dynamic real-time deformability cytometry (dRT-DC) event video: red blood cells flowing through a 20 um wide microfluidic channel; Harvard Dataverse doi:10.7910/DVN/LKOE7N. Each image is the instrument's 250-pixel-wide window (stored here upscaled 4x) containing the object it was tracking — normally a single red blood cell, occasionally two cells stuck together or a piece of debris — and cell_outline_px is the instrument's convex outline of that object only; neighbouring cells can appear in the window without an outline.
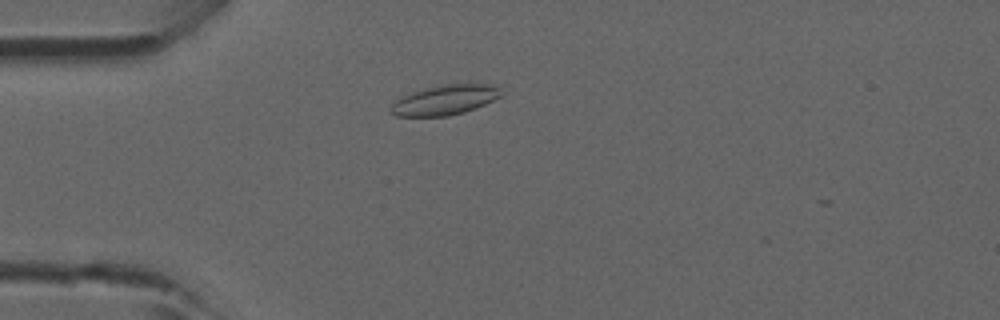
{"species": "common noctule bat (a hibernating species)", "species_latin": "Nyctalus noctula", "temperature_condition": "room temperature", "stored_images_in_passage": 1, "camera_frame_rate_fps": 3000, "um_per_image_px": 0.085, "animal": {"sex": "male", "forearm_length_mm": 52.5}, "frame": {"image": 1, "passage_image": 1, "time_ms": 0.0, "image_size_px": [1000, 320], "cell_outline_px": [[504, 96], [476, 108], [464, 112], [448, 116], [396, 116], [392, 112], [392, 104], [396, 100], [412, 92], [428, 88], [448, 84], [492, 84], [500, 88]], "centroid_in_image_um": [37.9, 8.5], "position_along_channel_um": 47.1, "area_um2": 19.02}}